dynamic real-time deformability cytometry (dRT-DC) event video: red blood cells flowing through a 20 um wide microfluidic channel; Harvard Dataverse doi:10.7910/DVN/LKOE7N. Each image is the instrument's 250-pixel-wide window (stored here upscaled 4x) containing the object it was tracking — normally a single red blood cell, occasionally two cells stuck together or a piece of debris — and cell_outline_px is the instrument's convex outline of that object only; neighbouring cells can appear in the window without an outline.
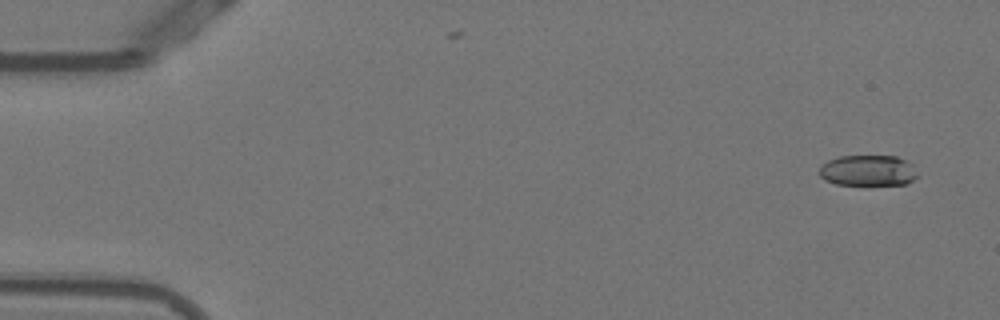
{"species": "Egyptian fruit bat (a non-hibernating species)", "species_latin": "Rousettus aegyptiacus", "temperature_condition": "warm", "stored_images_in_passage": 15, "camera_frame_rate_fps": 3000, "um_per_image_px": 0.085, "animal": {"sex": "female"}, "frame": {"image": 1, "passage_image": 3, "time_ms": 0.667, "image_size_px": [1000, 320], "cell_outline_px": [[920, 176], [908, 184], [836, 184], [824, 180], [820, 176], [820, 164], [828, 160], [840, 156], [896, 156], [912, 164]], "centroid_in_image_um": [73.8, 14.49], "position_along_channel_um": 11.2, "area_um2": 17.74}}
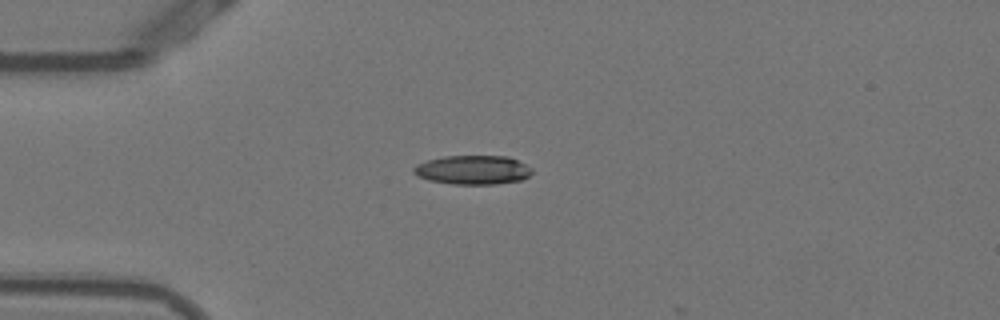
{"frame": {"image": 2, "passage_image": 14, "time_ms": 4.333, "image_size_px": [1000, 320], "cell_outline_px": [[532, 172], [528, 176], [520, 180], [496, 184], [452, 184], [428, 180], [416, 176], [412, 172], [412, 168], [416, 164], [428, 160], [444, 156], [508, 156], [532, 168]], "centroid_in_image_um": [40.14, 14.44], "position_along_channel_um": 44.9, "area_um2": 20.06}}